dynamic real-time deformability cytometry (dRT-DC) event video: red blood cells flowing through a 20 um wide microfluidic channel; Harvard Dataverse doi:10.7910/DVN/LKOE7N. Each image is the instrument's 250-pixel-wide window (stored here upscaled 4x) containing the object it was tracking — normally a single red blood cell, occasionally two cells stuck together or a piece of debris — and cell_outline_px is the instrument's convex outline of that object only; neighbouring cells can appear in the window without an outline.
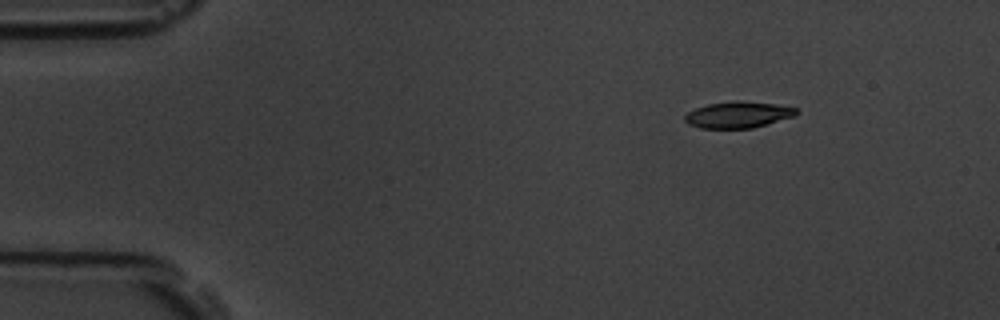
{"species": "common noctule bat (a hibernating species)", "species_latin": "Nyctalus noctula", "temperature_condition": "room temperature", "stored_images_in_passage": 7, "camera_frame_rate_fps": 3000, "um_per_image_px": 0.085, "animal": {"sex": "male", "body_mass_g": 19.5, "forearm_length_mm": 54.6}, "frame": {"image": 1, "passage_image": 1, "time_ms": 0.0, "image_size_px": [1000, 320], "cell_outline_px": [[800, 112], [792, 116], [752, 128], [700, 128], [688, 124], [684, 120], [684, 116], [688, 112], [696, 108], [708, 104], [736, 100], [776, 104], [796, 108]], "centroid_in_image_um": [62.7, 9.75], "position_along_channel_um": 22.3, "area_um2": 16.94}}
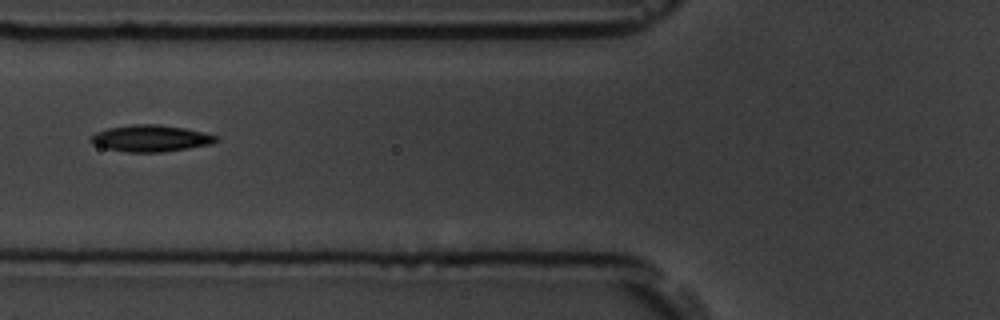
{"frame": {"image": 2, "passage_image": 5, "time_ms": 4.667, "image_size_px": [1000, 320], "cell_outline_px": [[220, 140], [208, 144], [188, 148], [164, 152], [128, 152], [108, 148], [92, 144], [88, 140], [96, 132], [108, 128], [132, 124], [160, 124], [184, 128], [216, 136]], "centroid_in_image_um": [12.77, 11.75], "position_along_channel_um": 113.0, "area_um2": 19.19}}
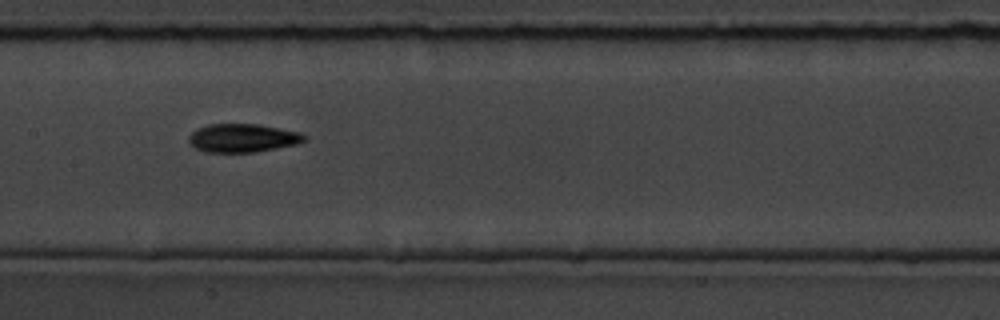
{"frame": {"image": 3, "passage_image": 7, "time_ms": 6.667, "image_size_px": [1000, 320], "cell_outline_px": [[308, 136], [304, 140], [296, 144], [276, 148], [252, 152], [204, 152], [196, 148], [188, 140], [188, 136], [192, 132], [208, 124], [256, 124], [300, 132]], "centroid_in_image_um": [20.62, 11.73], "position_along_channel_um": 186.8, "area_um2": 18.9}}